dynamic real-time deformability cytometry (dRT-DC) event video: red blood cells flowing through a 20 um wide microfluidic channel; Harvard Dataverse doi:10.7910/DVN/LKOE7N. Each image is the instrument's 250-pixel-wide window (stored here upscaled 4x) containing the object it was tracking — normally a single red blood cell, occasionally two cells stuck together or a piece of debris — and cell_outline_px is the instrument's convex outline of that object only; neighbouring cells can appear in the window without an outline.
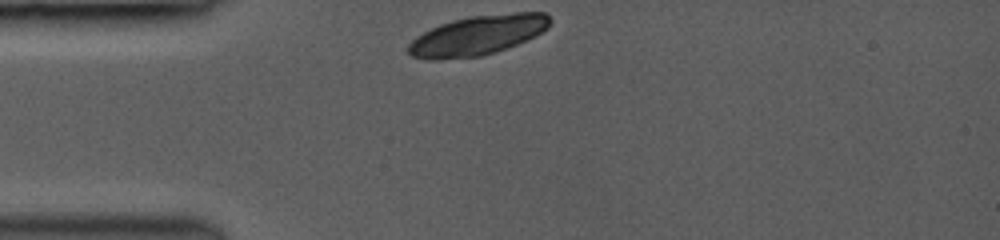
{"species": "common noctule bat (a hibernating species)", "species_latin": "Nyctalus noctula", "temperature_condition": "room temperature", "stored_images_in_passage": 5, "camera_frame_rate_fps": 3000, "um_per_image_px": 0.085, "animal": {"sex": "female", "body_mass_g": 19.0, "forearm_length_mm": 53.3}, "frame": {"image": 1, "passage_image": 1, "time_ms": 0.0, "image_size_px": [1000, 240], "cell_outline_px": [[552, 20], [548, 28], [536, 36], [496, 52], [480, 56], [440, 60], [428, 60], [412, 56], [408, 52], [408, 44], [416, 36], [440, 24], [452, 20], [472, 16], [512, 12], [544, 12]], "centroid_in_image_um": [40.61, 3.0], "position_along_channel_um": 44.4, "area_um2": 32.89}}